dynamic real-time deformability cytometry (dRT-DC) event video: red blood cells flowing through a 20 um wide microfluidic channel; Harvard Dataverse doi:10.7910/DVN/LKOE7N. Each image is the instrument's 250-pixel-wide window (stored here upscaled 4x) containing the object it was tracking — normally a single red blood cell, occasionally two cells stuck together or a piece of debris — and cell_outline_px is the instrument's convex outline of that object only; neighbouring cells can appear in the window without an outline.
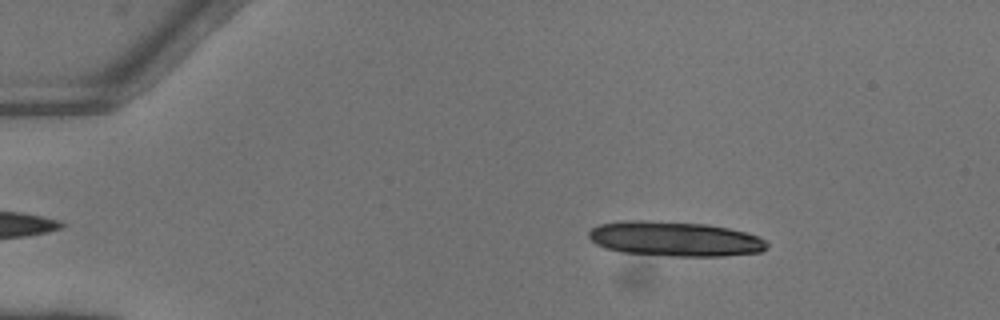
{"species": "common noctule bat (a hibernating species)", "species_latin": "Nyctalus noctula", "temperature_condition": "warm", "stored_images_in_passage": 33, "camera_frame_rate_fps": 3000, "um_per_image_px": 0.085, "animal": {"sex": "female"}, "frame": {"image": 1, "passage_image": 4, "time_ms": 1.0, "image_size_px": [1000, 320], "cell_outline_px": [[768, 248], [760, 252], [724, 256], [668, 256], [620, 252], [604, 248], [596, 244], [588, 236], [588, 232], [592, 228], [600, 224], [620, 220], [648, 220], [708, 224], [728, 228], [744, 232], [756, 236], [764, 240], [768, 244]], "centroid_in_image_um": [57.32, 20.3], "position_along_channel_um": 27.7, "area_um2": 36.36}}
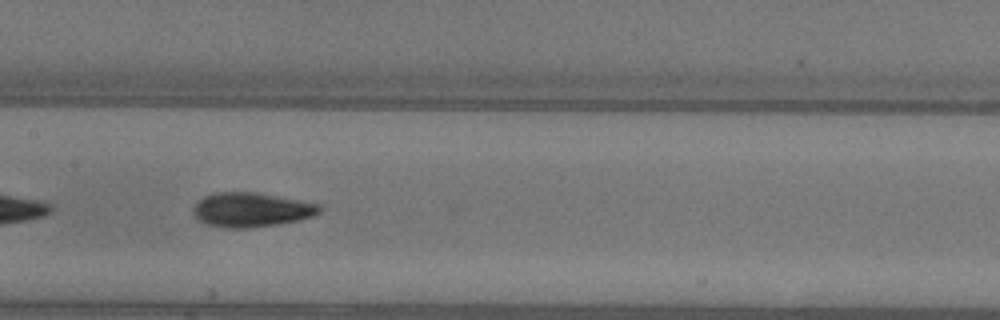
{"frame": {"image": 2, "passage_image": 22, "time_ms": 7.0, "image_size_px": [1000, 320], "cell_outline_px": [[324, 208], [320, 212], [312, 216], [300, 220], [252, 228], [224, 228], [208, 224], [200, 220], [192, 212], [192, 208], [204, 196], [216, 192], [256, 192], [316, 204]], "centroid_in_image_um": [21.34, 17.84], "position_along_channel_um": 186.1, "area_um2": 25.03}}
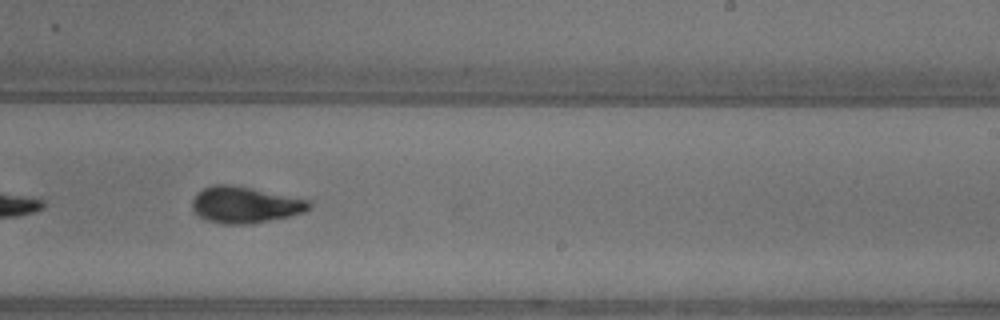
{"frame": {"image": 3, "passage_image": 28, "time_ms": 9.0, "image_size_px": [1000, 320], "cell_outline_px": [[312, 204], [304, 212], [288, 216], [252, 224], [228, 224], [208, 220], [200, 216], [192, 208], [192, 200], [204, 188], [212, 184], [232, 184], [252, 188], [308, 200]], "centroid_in_image_um": [20.82, 17.4], "position_along_channel_um": 268.2, "area_um2": 24.39}}